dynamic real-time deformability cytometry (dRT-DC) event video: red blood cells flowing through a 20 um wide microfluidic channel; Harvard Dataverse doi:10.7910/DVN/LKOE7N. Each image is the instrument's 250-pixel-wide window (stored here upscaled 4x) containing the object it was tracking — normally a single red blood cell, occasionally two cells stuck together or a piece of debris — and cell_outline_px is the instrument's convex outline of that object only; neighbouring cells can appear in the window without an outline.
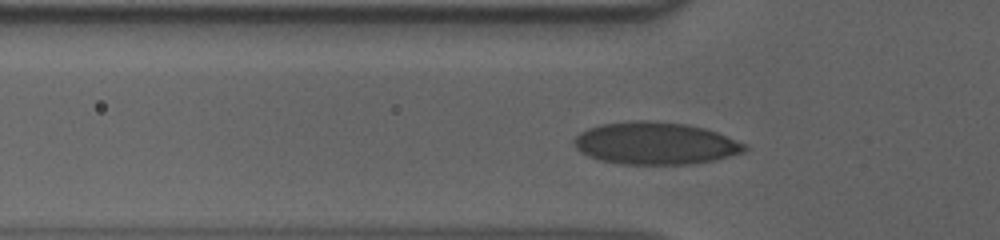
{"species": "human", "species_latin": "Homo sapiens", "temperature_condition": "cold", "stored_images_in_passage": 40, "camera_frame_rate_fps": 3000, "um_per_image_px": 0.085, "donor": {"sex": "male"}, "frame": {"image": 1, "passage_image": 10, "time_ms": 3.0, "image_size_px": [1000, 240], "cell_outline_px": [[748, 148], [744, 152], [716, 160], [696, 164], [620, 164], [600, 160], [588, 156], [580, 152], [572, 144], [572, 140], [580, 132], [588, 128], [604, 124], [636, 120], [648, 120], [684, 124], [704, 128], [716, 132], [748, 144]], "centroid_in_image_um": [55.71, 12.19], "position_along_channel_um": 70.1, "area_um2": 42.25}}
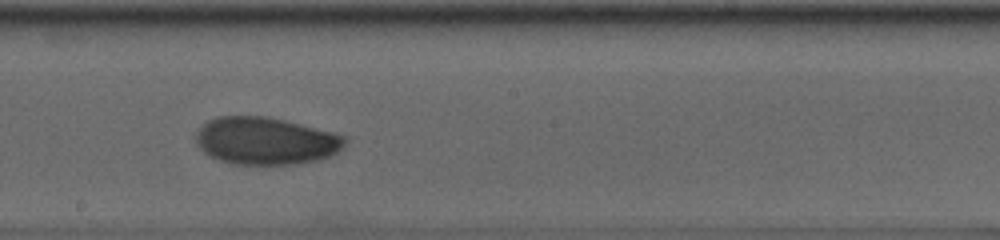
{"frame": {"image": 2, "passage_image": 23, "time_ms": 7.333, "image_size_px": [1000, 240], "cell_outline_px": [[348, 144], [344, 148], [332, 156], [316, 160], [296, 164], [232, 164], [208, 156], [196, 144], [196, 132], [208, 120], [216, 116], [268, 116], [336, 132], [348, 136]], "centroid_in_image_um": [22.64, 11.97], "position_along_channel_um": 225.6, "area_um2": 41.79}}
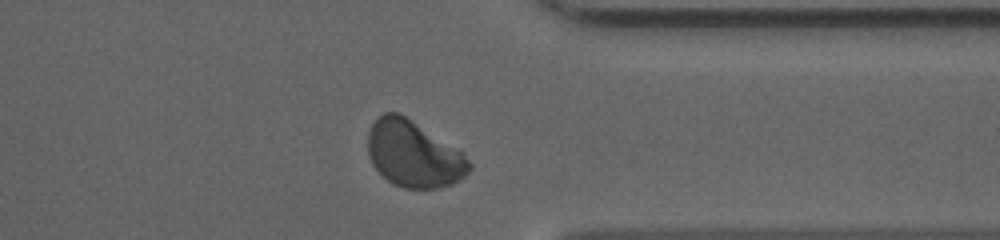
{"frame": {"image": 3, "passage_image": 36, "time_ms": 11.667, "image_size_px": [1000, 240], "cell_outline_px": [[472, 168], [460, 180], [452, 184], [440, 188], [404, 188], [392, 184], [372, 164], [368, 156], [368, 132], [372, 124], [384, 112], [400, 112], [464, 152], [472, 164]], "centroid_in_image_um": [35.18, 13.09], "position_along_channel_um": 376.2, "area_um2": 39.48}, "authors_computed_cell_mechanics": {"area_um2": 39.9109, "velocity_mm_per_s": 3.5951, "shape_relaxation_time_tau1_ms": 4.5128, "shape_relaxation_time_tau2_ms": 2.0824, "deformation_change_tau1": 0.0956, "deformation_change_tau2": 0.0302}}